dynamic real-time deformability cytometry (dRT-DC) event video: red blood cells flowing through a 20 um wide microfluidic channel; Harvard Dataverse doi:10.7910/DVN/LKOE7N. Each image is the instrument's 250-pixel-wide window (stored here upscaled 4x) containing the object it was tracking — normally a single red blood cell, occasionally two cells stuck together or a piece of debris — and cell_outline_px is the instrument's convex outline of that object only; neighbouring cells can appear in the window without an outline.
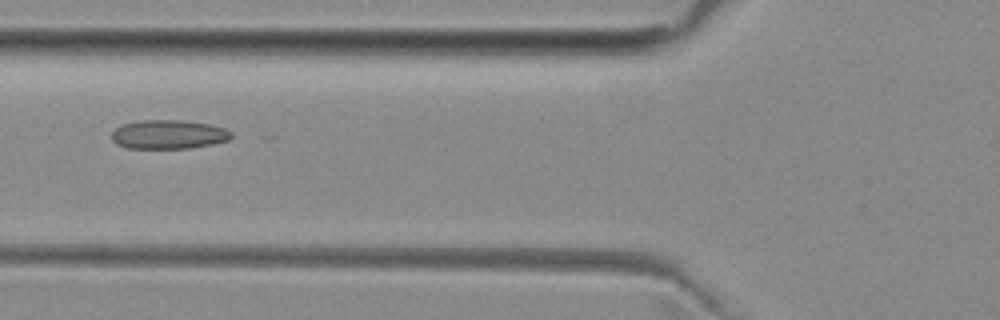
{"species": "common noctule bat (a hibernating species)", "species_latin": "Nyctalus noctula", "temperature_condition": "room temperature", "stored_images_in_passage": 5, "camera_frame_rate_fps": 3000, "um_per_image_px": 0.085, "animal": {"sex": "female", "body_mass_g": 29.2, "forearm_length_mm": 56.3}, "frame": {"image": 1, "passage_image": 5, "time_ms": 4.667, "image_size_px": [1000, 320], "cell_outline_px": [[232, 136], [228, 140], [212, 144], [188, 148], [128, 148], [116, 144], [112, 140], [112, 132], [120, 124], [136, 120], [184, 120], [208, 124], [224, 128], [232, 132]], "centroid_in_image_um": [14.29, 11.41], "position_along_channel_um": 111.5, "area_um2": 20.29}}